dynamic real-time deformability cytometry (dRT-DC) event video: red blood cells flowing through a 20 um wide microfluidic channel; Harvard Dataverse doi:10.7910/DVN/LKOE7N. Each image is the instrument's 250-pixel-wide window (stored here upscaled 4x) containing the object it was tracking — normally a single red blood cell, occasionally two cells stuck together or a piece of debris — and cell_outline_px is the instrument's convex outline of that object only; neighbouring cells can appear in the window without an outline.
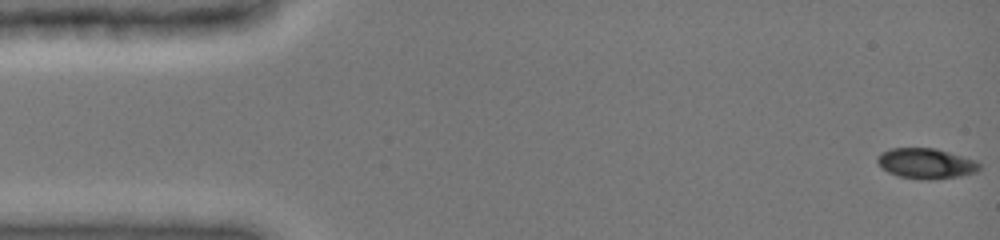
{"species": "common noctule bat (a hibernating species)", "species_latin": "Nyctalus noctula", "temperature_condition": "cold", "stored_images_in_passage": 30, "camera_frame_rate_fps": 3000, "um_per_image_px": 0.085, "animal": {"sex": "female", "body_mass_g": 19.0, "forearm_length_mm": 51.5}, "frame": {"image": 1, "passage_image": 1, "time_ms": 0.0, "image_size_px": [1000, 240], "cell_outline_px": [[980, 168], [976, 172], [960, 176], [924, 180], [900, 176], [888, 172], [876, 160], [880, 152], [892, 148], [936, 148], [976, 160], [980, 164]], "centroid_in_image_um": [78.73, 13.88], "position_along_channel_um": 6.3, "area_um2": 17.92}}
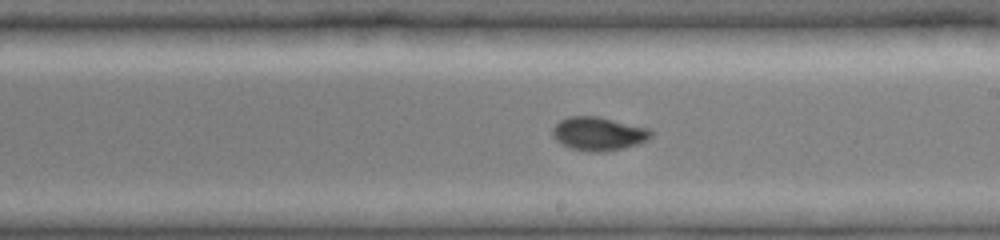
{"frame": {"image": 2, "passage_image": 18, "time_ms": 9.0, "image_size_px": [1000, 240], "cell_outline_px": [[652, 136], [648, 140], [624, 148], [600, 152], [588, 152], [572, 148], [556, 140], [552, 136], [552, 128], [560, 120], [568, 116], [600, 116], [652, 128]], "centroid_in_image_um": [50.91, 11.35], "position_along_channel_um": 238.1, "area_um2": 19.48}}
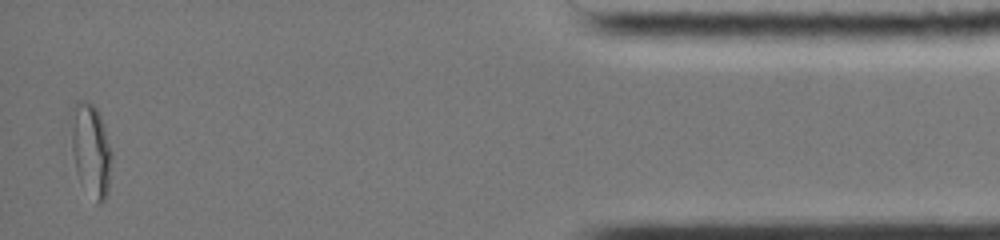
{"frame": {"image": 3, "passage_image": 30, "time_ms": 15.333, "image_size_px": [1000, 240], "cell_outline_px": [[112, 160], [108, 192], [104, 200], [100, 204], [96, 204], [80, 184], [76, 172], [72, 152], [68, 116], [68, 112], [76, 100], [84, 100], [92, 104], [96, 108], [100, 116], [112, 152]], "centroid_in_image_um": [7.68, 12.74], "position_along_channel_um": 427.5, "area_um2": 22.89}}